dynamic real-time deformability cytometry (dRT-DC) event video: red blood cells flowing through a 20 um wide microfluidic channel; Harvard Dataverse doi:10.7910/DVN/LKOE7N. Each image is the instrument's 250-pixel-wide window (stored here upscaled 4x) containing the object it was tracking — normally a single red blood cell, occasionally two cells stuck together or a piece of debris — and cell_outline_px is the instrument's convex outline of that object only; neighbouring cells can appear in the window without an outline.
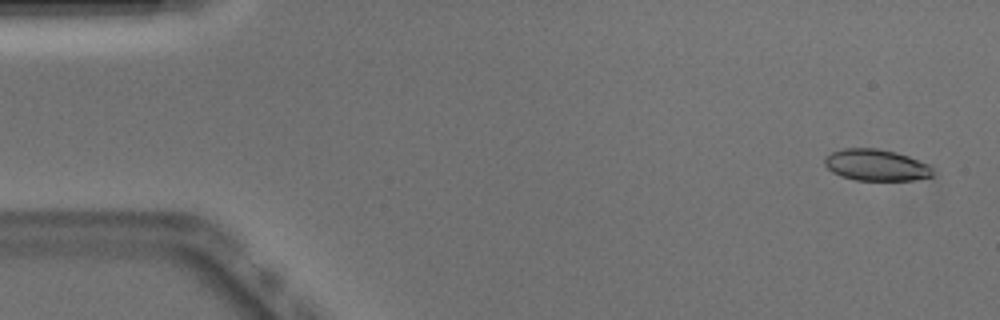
{"species": "Egyptian fruit bat (a non-hibernating species)", "species_latin": "Rousettus aegyptiacus", "temperature_condition": "warm", "stored_images_in_passage": 50, "camera_frame_rate_fps": 3000, "um_per_image_px": 0.085, "animal": {"sex": "male"}, "frame": {"image": 1, "passage_image": 1, "time_ms": 0.0, "image_size_px": [1000, 320], "cell_outline_px": [[932, 176], [916, 180], [856, 180], [840, 176], [832, 172], [824, 164], [824, 160], [832, 152], [844, 148], [876, 148], [896, 152], [908, 156], [928, 164], [932, 168]], "centroid_in_image_um": [74.47, 14.03], "position_along_channel_um": 10.5, "area_um2": 19.77}}
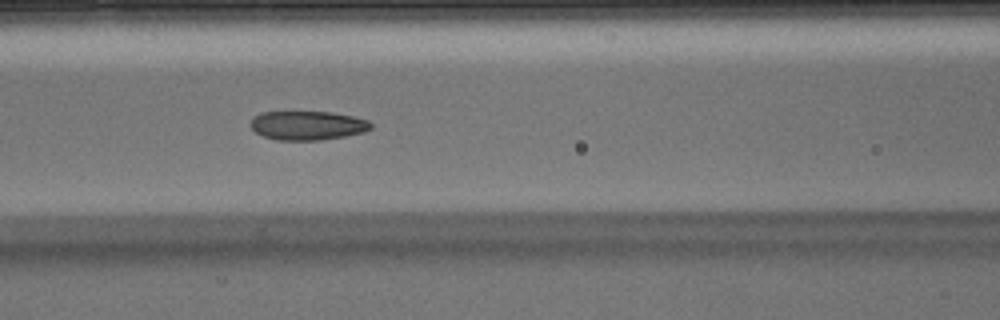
{"frame": {"image": 2, "passage_image": 20, "time_ms": 6.333, "image_size_px": [1000, 320], "cell_outline_px": [[372, 128], [364, 132], [344, 136], [320, 140], [276, 140], [264, 136], [256, 132], [252, 128], [252, 116], [260, 112], [332, 112], [352, 116], [368, 120], [372, 124]], "centroid_in_image_um": [26.15, 10.66], "position_along_channel_um": 140.5, "area_um2": 20.29}}
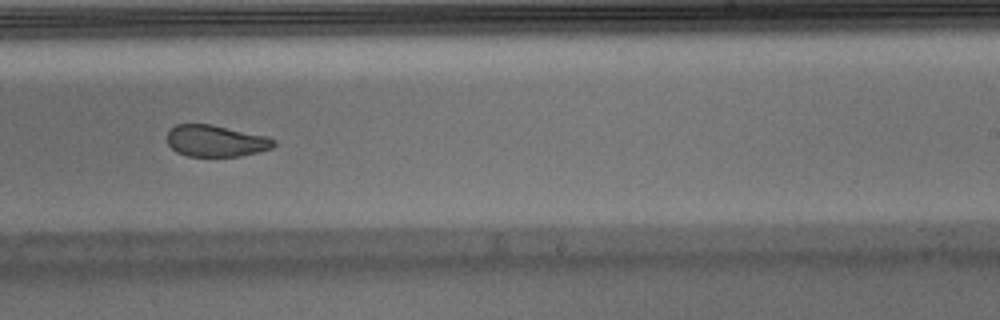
{"frame": {"image": 3, "passage_image": 30, "time_ms": 9.667, "image_size_px": [1000, 320], "cell_outline_px": [[276, 144], [272, 148], [240, 156], [188, 156], [176, 152], [168, 144], [168, 132], [176, 124], [212, 124], [268, 136], [276, 140]], "centroid_in_image_um": [18.37, 11.97], "position_along_channel_um": 270.6, "area_um2": 19.65}, "authors_computed_cell_mechanics": {"area_um2": 21.1548, "velocity_mm_per_s": 3.915, "shape_relaxation_time_tau1_ms": 5.8106, "shape_relaxation_time_tau2_ms": 1.6565, "deformation_change_tau1": 0.1691, "deformation_change_tau2": 0.06}}